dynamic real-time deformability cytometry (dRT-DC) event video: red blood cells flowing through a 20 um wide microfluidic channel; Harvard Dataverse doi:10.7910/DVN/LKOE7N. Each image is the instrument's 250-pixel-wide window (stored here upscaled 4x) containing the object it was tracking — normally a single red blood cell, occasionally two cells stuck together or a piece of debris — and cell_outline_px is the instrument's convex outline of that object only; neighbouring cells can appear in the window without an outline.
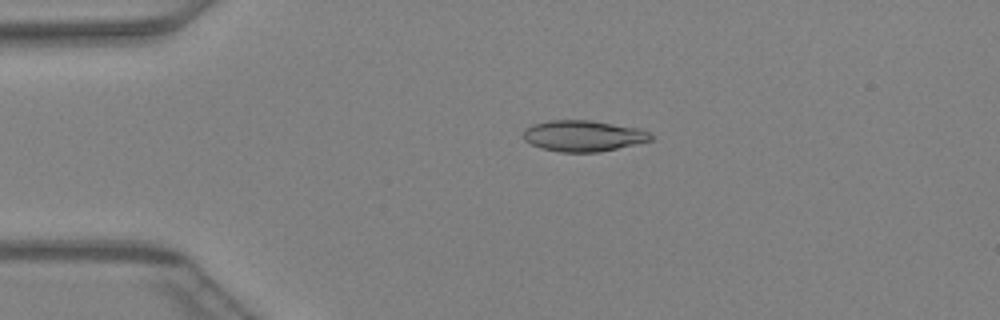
{"species": "Egyptian fruit bat (a non-hibernating species)", "species_latin": "Rousettus aegyptiacus", "temperature_condition": "warm", "stored_images_in_passage": 46, "camera_frame_rate_fps": 3000, "um_per_image_px": 0.085, "animal": {"sex": "female"}, "frame": {"image": 1, "passage_image": 10, "time_ms": 3.0, "image_size_px": [1000, 320], "cell_outline_px": [[652, 140], [636, 144], [600, 152], [560, 152], [540, 148], [524, 140], [524, 128], [532, 124], [548, 120], [588, 120], [640, 128], [648, 132], [652, 136]], "centroid_in_image_um": [49.56, 11.55], "position_along_channel_um": 35.4, "area_um2": 23.12}}
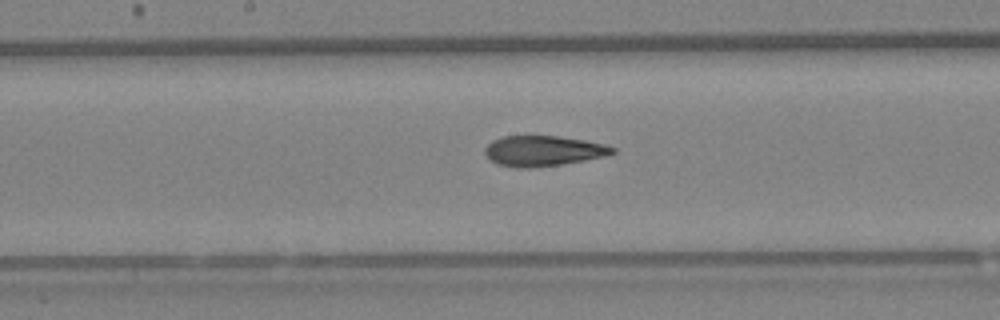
{"frame": {"image": 2, "passage_image": 24, "time_ms": 7.667, "image_size_px": [1000, 320], "cell_outline_px": [[616, 152], [604, 156], [584, 160], [560, 164], [532, 168], [516, 168], [496, 164], [484, 152], [484, 148], [492, 140], [504, 136], [560, 136], [584, 140], [604, 144], [616, 148]], "centroid_in_image_um": [46.16, 12.82], "position_along_channel_um": 202.0, "area_um2": 22.54}}
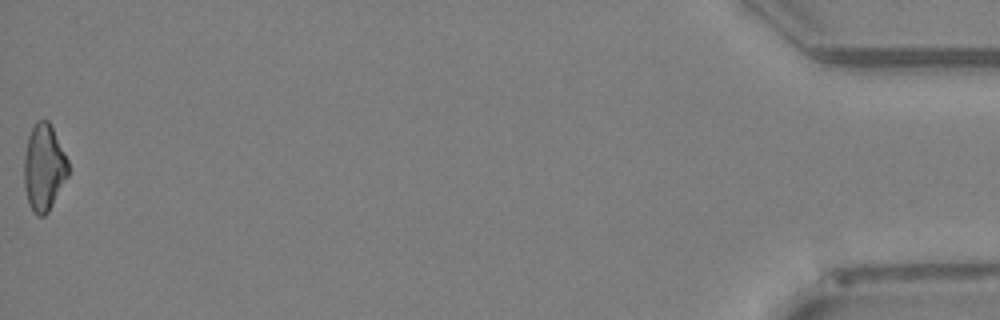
{"frame": {"image": 3, "passage_image": 46, "time_ms": 15.0, "image_size_px": [1000, 320], "cell_outline_px": [[68, 176], [48, 212], [44, 216], [36, 216], [32, 212], [28, 204], [24, 184], [24, 156], [28, 136], [36, 120], [48, 120], [68, 160]], "centroid_in_image_um": [3.71, 14.27], "position_along_channel_um": 431.5, "area_um2": 22.25}}